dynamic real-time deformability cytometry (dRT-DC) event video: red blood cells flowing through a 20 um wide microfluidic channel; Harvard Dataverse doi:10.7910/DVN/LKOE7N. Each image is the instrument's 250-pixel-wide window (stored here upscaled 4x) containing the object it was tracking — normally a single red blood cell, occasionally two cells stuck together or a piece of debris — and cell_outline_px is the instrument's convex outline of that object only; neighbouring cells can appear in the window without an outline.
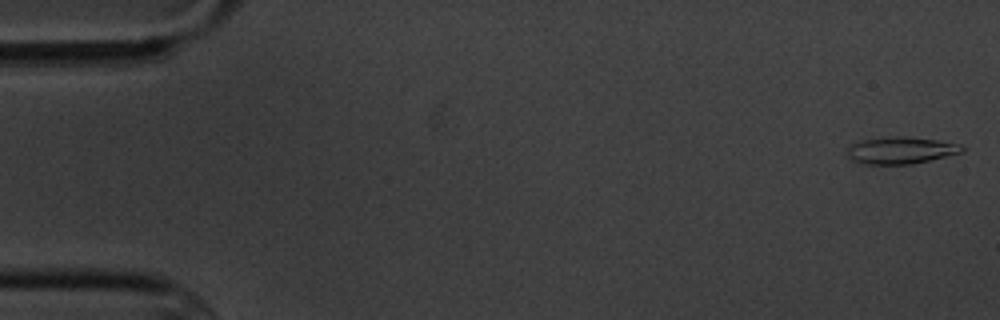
{"species": "common noctule bat (a hibernating species)", "species_latin": "Nyctalus noctula", "temperature_condition": "cold", "stored_images_in_passage": 5, "camera_frame_rate_fps": 3000, "um_per_image_px": 0.085, "animal": {"sex": "male", "body_mass_g": 20.1, "forearm_length_mm": 53.5}, "frame": {"image": 1, "passage_image": 1, "time_ms": 0.0, "image_size_px": [1000, 320], "cell_outline_px": [[964, 152], [912, 164], [864, 164], [852, 160], [848, 156], [848, 148], [852, 144], [860, 140], [896, 136], [904, 136], [936, 140], [964, 144]], "centroid_in_image_um": [76.6, 12.78], "position_along_channel_um": 8.4, "area_um2": 18.03}}
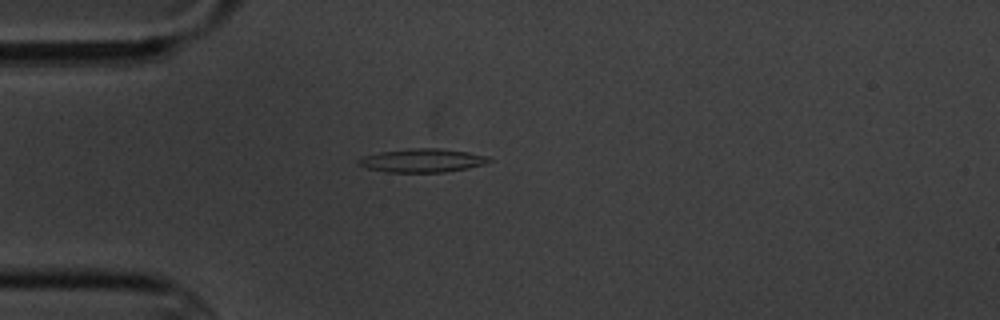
{"frame": {"image": 2, "passage_image": 5, "time_ms": 4.667, "image_size_px": [1000, 320], "cell_outline_px": [[492, 160], [480, 164], [464, 168], [444, 172], [384, 172], [368, 168], [356, 164], [356, 160], [364, 156], [380, 152], [408, 148], [436, 148], [468, 152], [488, 156]], "centroid_in_image_um": [35.81, 13.63], "position_along_channel_um": 49.2, "area_um2": 17.69}}